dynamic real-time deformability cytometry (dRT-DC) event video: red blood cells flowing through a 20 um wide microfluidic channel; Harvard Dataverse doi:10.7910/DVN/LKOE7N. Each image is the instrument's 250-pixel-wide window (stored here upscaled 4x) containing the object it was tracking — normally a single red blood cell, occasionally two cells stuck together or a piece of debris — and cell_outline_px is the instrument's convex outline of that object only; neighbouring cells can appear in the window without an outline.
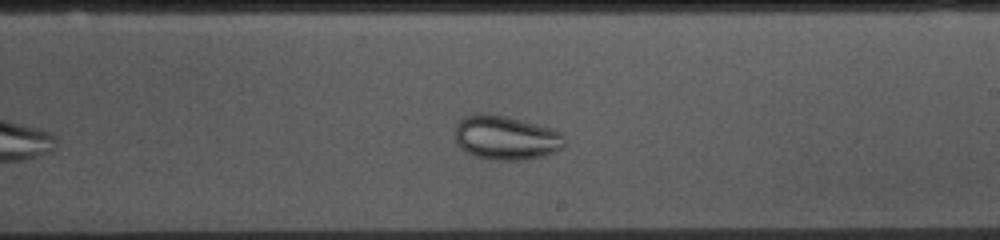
{"species": "common noctule bat (a hibernating species)", "species_latin": "Nyctalus noctula", "temperature_condition": "cold", "stored_images_in_passage": 39, "camera_frame_rate_fps": 3000, "um_per_image_px": 0.085, "animal": {"sex": "female", "body_mass_g": 10.0, "forearm_length_mm": 53.1}, "frame": {"image": 1, "passage_image": 23, "time_ms": 7.333, "image_size_px": [1000, 240], "cell_outline_px": [[564, 148], [556, 152], [524, 160], [492, 160], [476, 156], [464, 152], [456, 144], [456, 124], [464, 116], [476, 112], [488, 112], [536, 124], [560, 132], [564, 136]], "centroid_in_image_um": [42.96, 11.7], "position_along_channel_um": 246.0, "area_um2": 28.38}}
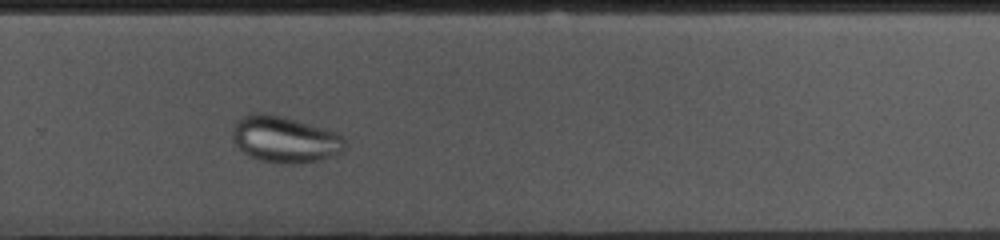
{"frame": {"image": 2, "passage_image": 28, "time_ms": 9.0, "image_size_px": [1000, 240], "cell_outline_px": [[344, 148], [340, 152], [320, 160], [300, 164], [288, 164], [260, 160], [248, 156], [236, 144], [232, 136], [232, 124], [236, 120], [252, 112], [268, 112], [284, 116], [340, 132], [344, 136]], "centroid_in_image_um": [24.2, 11.82], "position_along_channel_um": 305.6, "area_um2": 30.92}}